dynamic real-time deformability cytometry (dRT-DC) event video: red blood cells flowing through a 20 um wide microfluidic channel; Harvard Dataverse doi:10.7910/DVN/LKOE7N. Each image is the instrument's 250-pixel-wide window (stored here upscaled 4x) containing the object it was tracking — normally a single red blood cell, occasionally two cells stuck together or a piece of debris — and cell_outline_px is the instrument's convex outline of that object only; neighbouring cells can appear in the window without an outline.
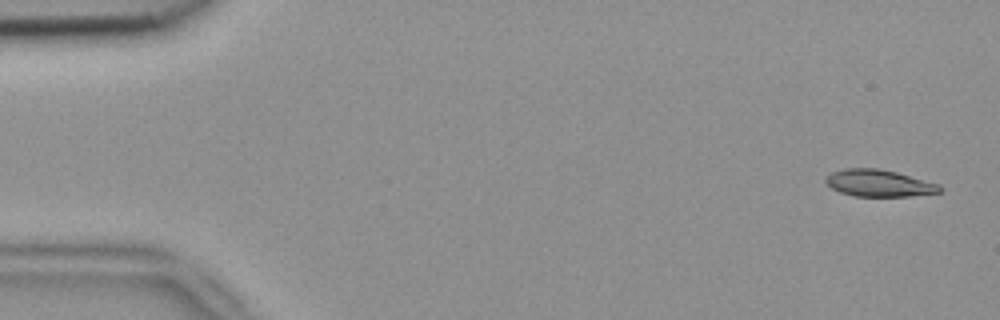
{"species": "common noctule bat (a hibernating species)", "species_latin": "Nyctalus noctula", "temperature_condition": "room temperature", "stored_images_in_passage": 7, "camera_frame_rate_fps": 3000, "um_per_image_px": 0.085, "animal": {"sex": "female", "body_mass_g": 18.4}, "frame": {"image": 1, "passage_image": 1, "time_ms": 0.0, "image_size_px": [1000, 320], "cell_outline_px": [[944, 188], [940, 192], [912, 196], [852, 196], [840, 192], [832, 188], [824, 180], [832, 172], [844, 168], [876, 168], [896, 172], [940, 184]], "centroid_in_image_um": [74.73, 15.57], "position_along_channel_um": 10.3, "area_um2": 17.86}}
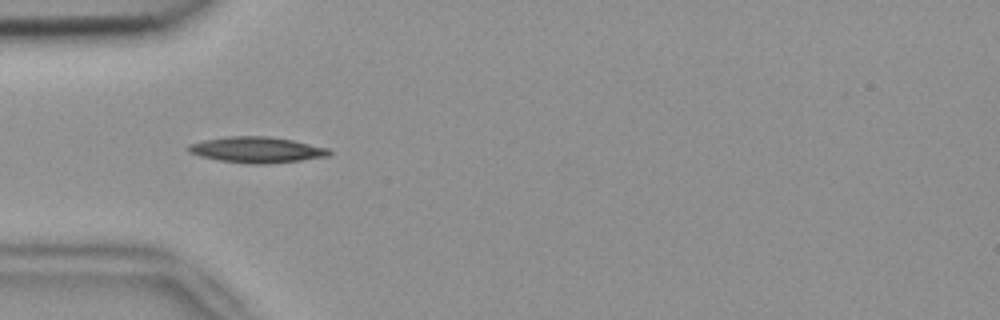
{"frame": {"image": 2, "passage_image": 5, "time_ms": 1.333, "image_size_px": [1000, 320], "cell_outline_px": [[332, 152], [328, 156], [300, 160], [268, 164], [248, 164], [216, 160], [200, 156], [188, 152], [184, 148], [188, 144], [204, 140], [228, 136], [268, 136], [292, 140], [328, 148]], "centroid_in_image_um": [21.76, 12.73], "position_along_channel_um": 63.2, "area_um2": 21.39}}